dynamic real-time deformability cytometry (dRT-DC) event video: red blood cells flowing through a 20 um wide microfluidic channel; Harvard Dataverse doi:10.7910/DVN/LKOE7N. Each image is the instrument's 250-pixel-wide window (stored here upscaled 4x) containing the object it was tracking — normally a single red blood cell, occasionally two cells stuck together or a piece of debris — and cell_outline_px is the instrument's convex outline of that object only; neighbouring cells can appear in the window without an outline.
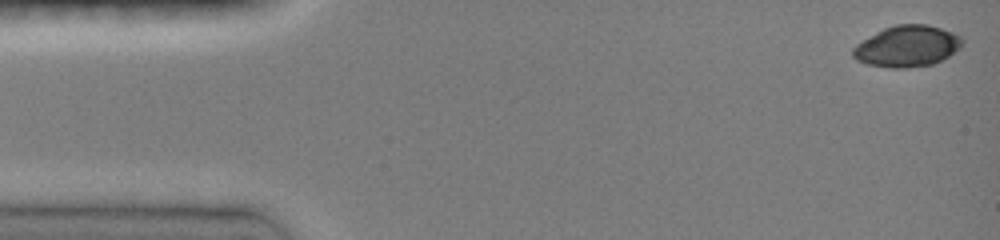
{"species": "common noctule bat (a hibernating species)", "species_latin": "Nyctalus noctula", "temperature_condition": "room temperature", "stored_images_in_passage": 22, "camera_frame_rate_fps": 3000, "um_per_image_px": 0.085, "animal": {"sex": "female", "body_mass_g": 19.0, "forearm_length_mm": 51.5}, "frame": {"image": 1, "passage_image": 1, "time_ms": 0.0, "image_size_px": [1000, 240], "cell_outline_px": [[964, 40], [960, 48], [948, 56], [932, 64], [908, 68], [888, 68], [868, 64], [856, 60], [852, 56], [852, 48], [856, 44], [876, 32], [884, 28], [896, 24], [928, 24], [952, 32], [960, 36]], "centroid_in_image_um": [77.09, 3.93], "position_along_channel_um": 7.9, "area_um2": 26.3}}
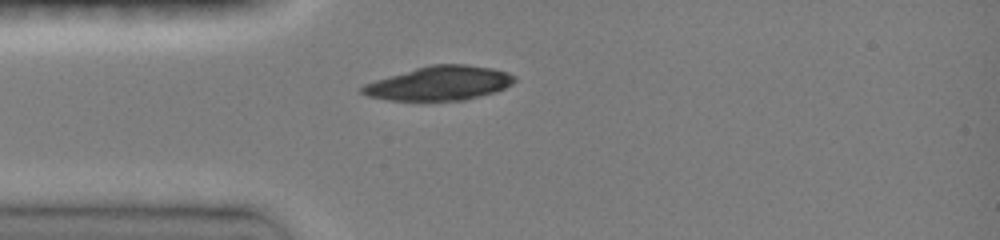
{"frame": {"image": 2, "passage_image": 16, "time_ms": 3.667, "image_size_px": [1000, 240], "cell_outline_px": [[516, 80], [512, 84], [496, 92], [464, 100], [388, 100], [368, 96], [360, 92], [360, 88], [364, 84], [376, 80], [416, 68], [432, 64], [464, 64], [492, 68], [508, 72], [516, 76]], "centroid_in_image_um": [37.39, 7.08], "position_along_channel_um": 47.6, "area_um2": 30.11}}